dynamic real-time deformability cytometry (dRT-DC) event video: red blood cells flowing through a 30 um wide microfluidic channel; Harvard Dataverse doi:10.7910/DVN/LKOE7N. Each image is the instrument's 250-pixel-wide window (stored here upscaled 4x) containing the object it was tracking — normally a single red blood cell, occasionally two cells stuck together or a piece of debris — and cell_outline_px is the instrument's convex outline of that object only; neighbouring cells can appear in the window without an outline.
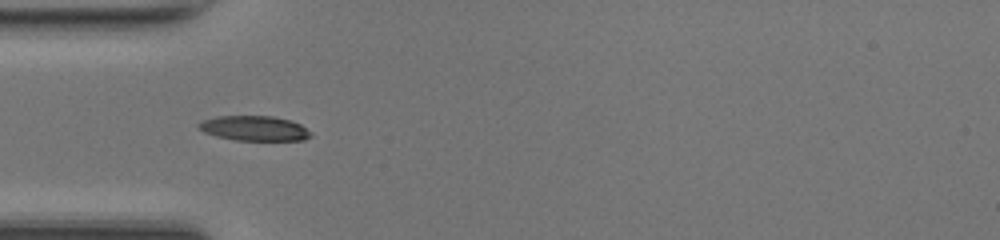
{"species": "common noctule bat (a hibernating species)", "species_latin": "Nyctalus noctula", "temperature_condition": "room temperature", "stored_images_in_passage": 35, "camera_frame_rate_fps": 3000, "um_per_image_px": 0.085, "animal": {"sex": "female", "body_mass_g": 17.0, "forearm_length_mm": 48.0}, "frame": {"image": 1, "passage_image": 1, "time_ms": 0.0, "image_size_px": [1000, 240], "cell_outline_px": [[312, 136], [304, 140], [236, 140], [216, 136], [204, 132], [196, 124], [200, 120], [216, 116], [276, 116], [292, 120], [300, 124], [312, 132]], "centroid_in_image_um": [21.63, 10.89], "position_along_channel_um": 63.4, "area_um2": 16.47}}
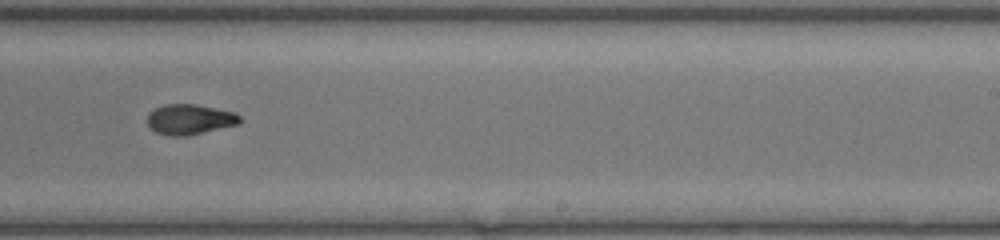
{"frame": {"image": 2, "passage_image": 16, "time_ms": 5.0, "image_size_px": [1000, 240], "cell_outline_px": [[244, 120], [240, 124], [188, 136], [168, 136], [156, 132], [148, 124], [148, 112], [164, 104], [196, 104], [236, 112]], "centroid_in_image_um": [16.18, 10.15], "position_along_channel_um": 272.8, "area_um2": 16.59}}
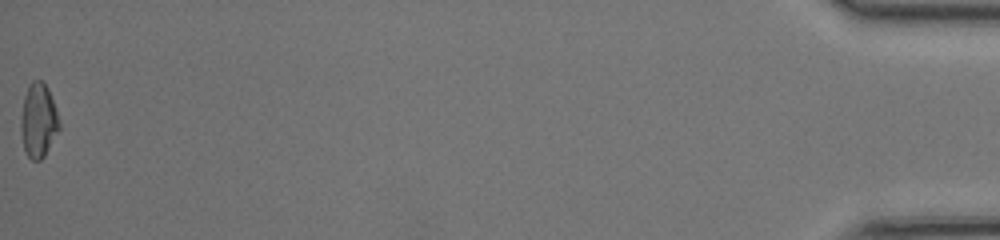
{"frame": {"image": 3, "passage_image": 35, "time_ms": 11.333, "image_size_px": [1000, 240], "cell_outline_px": [[60, 128], [44, 156], [40, 160], [32, 160], [24, 152], [20, 132], [20, 116], [24, 96], [28, 84], [32, 80], [40, 80], [48, 88], [56, 108], [60, 124]], "centroid_in_image_um": [3.24, 10.24], "position_along_channel_um": 432.0, "area_um2": 16.82}, "authors_computed_cell_mechanics": {"area_um2": 16.473, "velocity_mm_per_s": 4.2321, "shape_relaxation_time_tau1_ms": 4.3877, "shape_relaxation_time_tau2_ms": 4.9523, "deformation_change_tau1": 0.1694, "deformation_change_tau2": 0.0811}}